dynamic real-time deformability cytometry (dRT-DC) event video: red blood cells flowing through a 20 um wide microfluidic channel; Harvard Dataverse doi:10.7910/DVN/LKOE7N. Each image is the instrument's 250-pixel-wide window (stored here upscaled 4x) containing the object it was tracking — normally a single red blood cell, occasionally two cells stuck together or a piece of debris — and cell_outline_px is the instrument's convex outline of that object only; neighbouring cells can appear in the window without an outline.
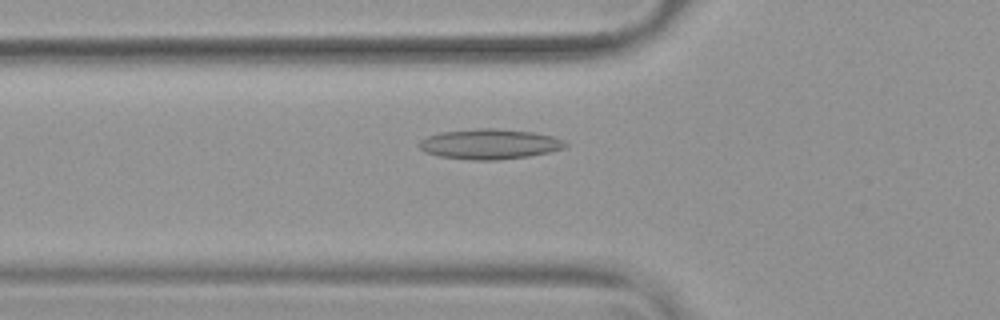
{"species": "common noctule bat (a hibernating species)", "species_latin": "Nyctalus noctula", "temperature_condition": "warm", "stored_images_in_passage": 54, "camera_frame_rate_fps": 3000, "um_per_image_px": 0.085, "animal": {"sex": "female", "body_mass_g": 19.9}, "frame": {"image": 1, "passage_image": 19, "time_ms": 6.0, "image_size_px": [1000, 320], "cell_outline_px": [[568, 144], [564, 148], [548, 152], [528, 156], [496, 160], [472, 160], [436, 156], [424, 152], [416, 144], [420, 140], [428, 136], [440, 132], [476, 128], [492, 128], [532, 132], [552, 136], [564, 140]], "centroid_in_image_um": [41.56, 12.25], "position_along_channel_um": 84.2, "area_um2": 25.78}}
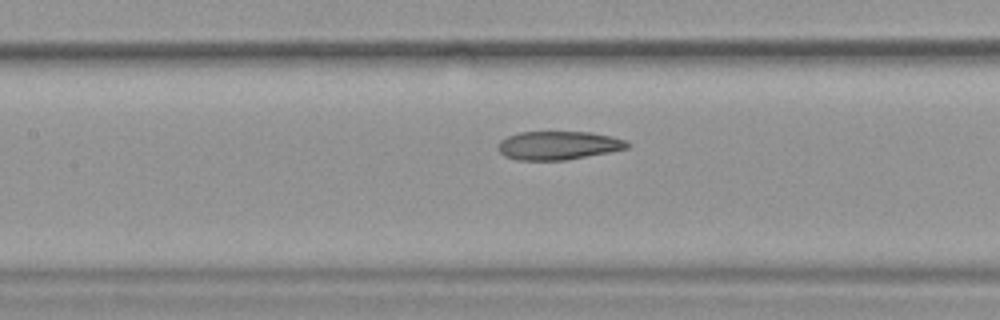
{"frame": {"image": 2, "passage_image": 25, "time_ms": 8.0, "image_size_px": [1000, 320], "cell_outline_px": [[632, 144], [628, 148], [568, 160], [516, 160], [504, 156], [496, 148], [500, 140], [508, 136], [520, 132], [592, 132], [612, 136], [628, 140]], "centroid_in_image_um": [47.47, 12.36], "position_along_channel_um": 159.9, "area_um2": 21.73}}
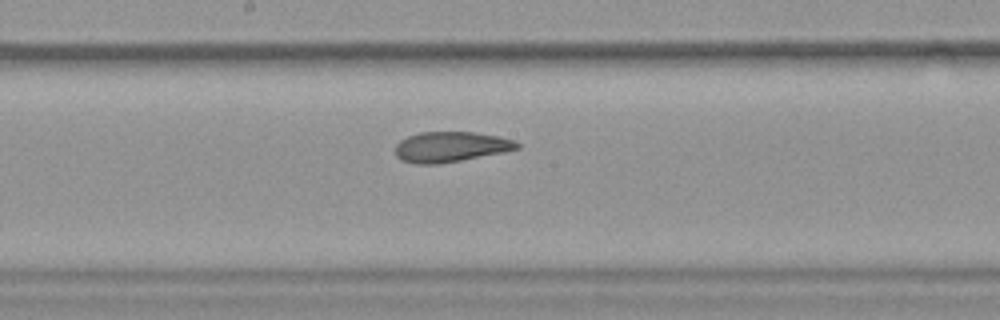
{"frame": {"image": 3, "passage_image": 29, "time_ms": 9.333, "image_size_px": [1000, 320], "cell_outline_px": [[520, 148], [504, 152], [440, 164], [416, 164], [400, 160], [396, 156], [396, 144], [400, 140], [408, 136], [420, 132], [472, 132], [500, 136], [516, 140], [520, 144]], "centroid_in_image_um": [38.32, 12.48], "position_along_channel_um": 209.9, "area_um2": 21.68}, "authors_computed_cell_mechanics": {"area_um2": 23.5824, "velocity_mm_per_s": 3.7649, "shape_relaxation_time_tau1_ms": null, "shape_relaxation_time_tau2_ms": 2.2221, "deformation_change_tau1": null, "deformation_change_tau2": 0.0917}}